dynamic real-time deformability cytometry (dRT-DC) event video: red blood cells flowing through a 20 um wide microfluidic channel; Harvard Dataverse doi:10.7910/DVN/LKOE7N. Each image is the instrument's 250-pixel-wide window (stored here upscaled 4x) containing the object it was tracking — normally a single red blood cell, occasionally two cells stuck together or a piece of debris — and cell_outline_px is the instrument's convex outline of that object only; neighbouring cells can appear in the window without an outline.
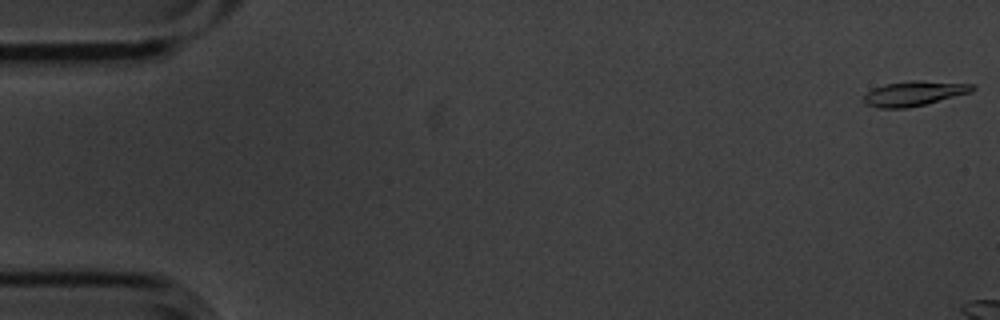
{"species": "common noctule bat (a hibernating species)", "species_latin": "Nyctalus noctula", "temperature_condition": "cold", "stored_images_in_passage": 6, "camera_frame_rate_fps": 3000, "um_per_image_px": 0.085, "animal": {"sex": "male", "body_mass_g": 20.1, "forearm_length_mm": 53.5}, "frame": {"image": 1, "passage_image": 1, "time_ms": 0.0, "image_size_px": [1000, 320], "cell_outline_px": [[976, 88], [972, 92], [924, 104], [904, 108], [880, 108], [864, 104], [864, 96], [872, 88], [884, 84], [912, 80], [920, 80], [976, 84]], "centroid_in_image_um": [77.71, 7.93], "position_along_channel_um": 7.3, "area_um2": 15.72}}